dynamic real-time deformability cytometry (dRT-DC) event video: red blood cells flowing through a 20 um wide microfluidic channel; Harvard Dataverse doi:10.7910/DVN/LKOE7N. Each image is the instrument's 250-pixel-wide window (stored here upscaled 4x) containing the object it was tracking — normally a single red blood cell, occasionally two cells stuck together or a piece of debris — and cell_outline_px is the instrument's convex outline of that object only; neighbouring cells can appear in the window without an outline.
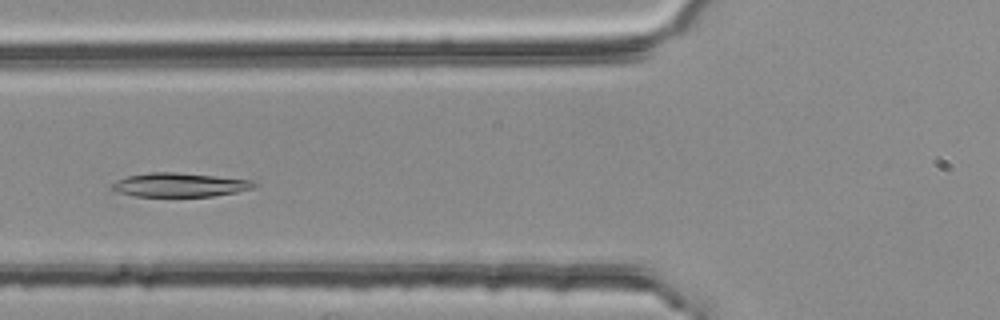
{"species": "common noctule bat (a hibernating species)", "species_latin": "Nyctalus noctula", "temperature_condition": "room temperature", "stored_images_in_passage": 43, "camera_frame_rate_fps": 3000, "um_per_image_px": 0.085, "animal": {"sex": "female", "body_mass_g": 25.1}, "frame": {"image": 1, "passage_image": 18, "time_ms": 5.667, "image_size_px": [1000, 320], "cell_outline_px": [[260, 184], [256, 188], [236, 192], [212, 196], [136, 196], [116, 192], [112, 188], [112, 184], [116, 180], [128, 176], [148, 172], [176, 172], [216, 176], [252, 180]], "centroid_in_image_um": [15.31, 15.71], "position_along_channel_um": 110.5, "area_um2": 19.88}}
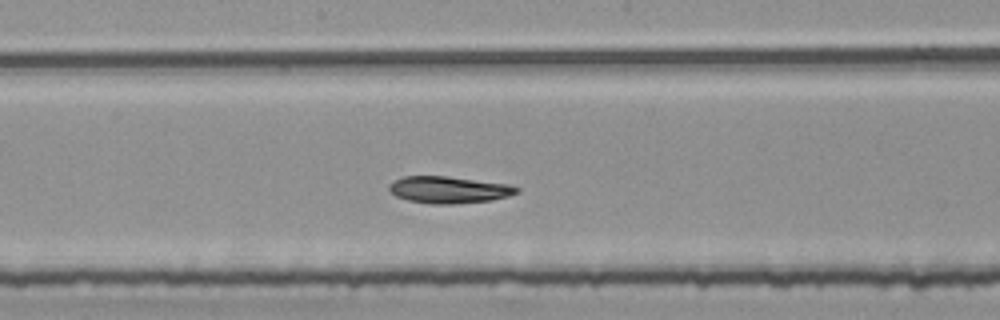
{"frame": {"image": 2, "passage_image": 26, "time_ms": 8.333, "image_size_px": [1000, 320], "cell_outline_px": [[520, 192], [508, 196], [492, 200], [452, 204], [428, 204], [408, 200], [396, 196], [388, 188], [388, 184], [392, 180], [404, 176], [448, 176], [508, 184], [520, 188]], "centroid_in_image_um": [38.14, 16.13], "position_along_channel_um": 210.1, "area_um2": 20.11}}
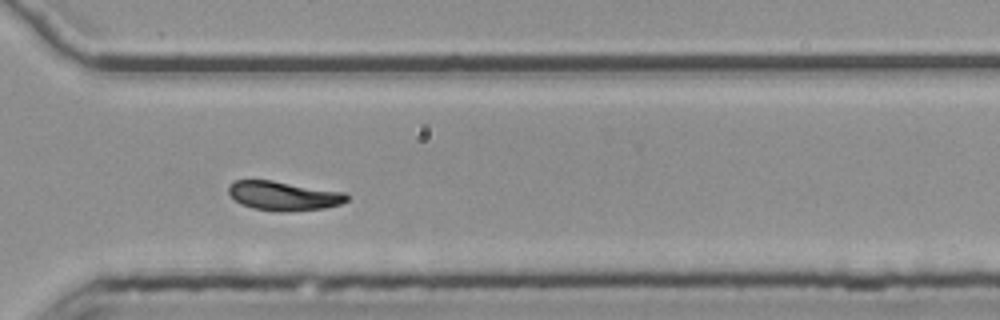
{"frame": {"image": 3, "passage_image": 37, "time_ms": 12.0, "image_size_px": [1000, 320], "cell_outline_px": [[348, 200], [340, 204], [324, 208], [252, 208], [240, 204], [228, 192], [228, 184], [236, 180], [272, 180], [348, 192]], "centroid_in_image_um": [24.12, 16.57], "position_along_channel_um": 346.5, "area_um2": 19.25}}